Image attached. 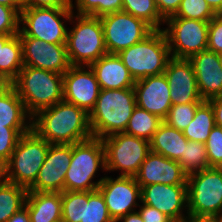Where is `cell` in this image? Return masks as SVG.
<instances>
[{
	"label": "cell",
	"mask_w": 222,
	"mask_h": 222,
	"mask_svg": "<svg viewBox=\"0 0 222 222\" xmlns=\"http://www.w3.org/2000/svg\"><path fill=\"white\" fill-rule=\"evenodd\" d=\"M32 130L50 144H74L93 137L89 114L64 100L32 116Z\"/></svg>",
	"instance_id": "obj_1"
},
{
	"label": "cell",
	"mask_w": 222,
	"mask_h": 222,
	"mask_svg": "<svg viewBox=\"0 0 222 222\" xmlns=\"http://www.w3.org/2000/svg\"><path fill=\"white\" fill-rule=\"evenodd\" d=\"M136 106L134 88L100 89L95 106L89 113L93 137L103 139L124 132Z\"/></svg>",
	"instance_id": "obj_2"
},
{
	"label": "cell",
	"mask_w": 222,
	"mask_h": 222,
	"mask_svg": "<svg viewBox=\"0 0 222 222\" xmlns=\"http://www.w3.org/2000/svg\"><path fill=\"white\" fill-rule=\"evenodd\" d=\"M11 85L31 116L63 101V74L23 66Z\"/></svg>",
	"instance_id": "obj_3"
},
{
	"label": "cell",
	"mask_w": 222,
	"mask_h": 222,
	"mask_svg": "<svg viewBox=\"0 0 222 222\" xmlns=\"http://www.w3.org/2000/svg\"><path fill=\"white\" fill-rule=\"evenodd\" d=\"M50 143L33 130L23 134L9 161L1 168L0 176L7 182L29 189L36 181Z\"/></svg>",
	"instance_id": "obj_4"
},
{
	"label": "cell",
	"mask_w": 222,
	"mask_h": 222,
	"mask_svg": "<svg viewBox=\"0 0 222 222\" xmlns=\"http://www.w3.org/2000/svg\"><path fill=\"white\" fill-rule=\"evenodd\" d=\"M66 172L64 191H94L104 179L93 181L100 169L106 172L102 139L91 137L72 144V159Z\"/></svg>",
	"instance_id": "obj_5"
},
{
	"label": "cell",
	"mask_w": 222,
	"mask_h": 222,
	"mask_svg": "<svg viewBox=\"0 0 222 222\" xmlns=\"http://www.w3.org/2000/svg\"><path fill=\"white\" fill-rule=\"evenodd\" d=\"M70 24L66 47L71 66H90L107 54L100 17L73 13Z\"/></svg>",
	"instance_id": "obj_6"
},
{
	"label": "cell",
	"mask_w": 222,
	"mask_h": 222,
	"mask_svg": "<svg viewBox=\"0 0 222 222\" xmlns=\"http://www.w3.org/2000/svg\"><path fill=\"white\" fill-rule=\"evenodd\" d=\"M132 78L137 81L163 74L171 58L163 30H154L144 40L118 53Z\"/></svg>",
	"instance_id": "obj_7"
},
{
	"label": "cell",
	"mask_w": 222,
	"mask_h": 222,
	"mask_svg": "<svg viewBox=\"0 0 222 222\" xmlns=\"http://www.w3.org/2000/svg\"><path fill=\"white\" fill-rule=\"evenodd\" d=\"M188 214L214 219L222 214V168L210 167L187 175Z\"/></svg>",
	"instance_id": "obj_8"
},
{
	"label": "cell",
	"mask_w": 222,
	"mask_h": 222,
	"mask_svg": "<svg viewBox=\"0 0 222 222\" xmlns=\"http://www.w3.org/2000/svg\"><path fill=\"white\" fill-rule=\"evenodd\" d=\"M72 14L71 8H23L18 34L51 44H66V22H70Z\"/></svg>",
	"instance_id": "obj_9"
},
{
	"label": "cell",
	"mask_w": 222,
	"mask_h": 222,
	"mask_svg": "<svg viewBox=\"0 0 222 222\" xmlns=\"http://www.w3.org/2000/svg\"><path fill=\"white\" fill-rule=\"evenodd\" d=\"M102 142L106 172L120 171L119 176H135L150 152L149 141L125 132L104 137Z\"/></svg>",
	"instance_id": "obj_10"
},
{
	"label": "cell",
	"mask_w": 222,
	"mask_h": 222,
	"mask_svg": "<svg viewBox=\"0 0 222 222\" xmlns=\"http://www.w3.org/2000/svg\"><path fill=\"white\" fill-rule=\"evenodd\" d=\"M164 24L171 57L189 59L207 49L209 21L169 17Z\"/></svg>",
	"instance_id": "obj_11"
},
{
	"label": "cell",
	"mask_w": 222,
	"mask_h": 222,
	"mask_svg": "<svg viewBox=\"0 0 222 222\" xmlns=\"http://www.w3.org/2000/svg\"><path fill=\"white\" fill-rule=\"evenodd\" d=\"M100 20L105 47L109 54H118L144 40L154 31L145 21L124 11L103 15Z\"/></svg>",
	"instance_id": "obj_12"
},
{
	"label": "cell",
	"mask_w": 222,
	"mask_h": 222,
	"mask_svg": "<svg viewBox=\"0 0 222 222\" xmlns=\"http://www.w3.org/2000/svg\"><path fill=\"white\" fill-rule=\"evenodd\" d=\"M110 217L116 222L128 213L136 211L141 202V187L134 176H104L98 187Z\"/></svg>",
	"instance_id": "obj_13"
},
{
	"label": "cell",
	"mask_w": 222,
	"mask_h": 222,
	"mask_svg": "<svg viewBox=\"0 0 222 222\" xmlns=\"http://www.w3.org/2000/svg\"><path fill=\"white\" fill-rule=\"evenodd\" d=\"M22 44L24 66L64 74L71 64L66 44H51L38 38L19 35Z\"/></svg>",
	"instance_id": "obj_14"
},
{
	"label": "cell",
	"mask_w": 222,
	"mask_h": 222,
	"mask_svg": "<svg viewBox=\"0 0 222 222\" xmlns=\"http://www.w3.org/2000/svg\"><path fill=\"white\" fill-rule=\"evenodd\" d=\"M99 92L96 75L90 66H71L63 74V100L88 114L94 108Z\"/></svg>",
	"instance_id": "obj_15"
},
{
	"label": "cell",
	"mask_w": 222,
	"mask_h": 222,
	"mask_svg": "<svg viewBox=\"0 0 222 222\" xmlns=\"http://www.w3.org/2000/svg\"><path fill=\"white\" fill-rule=\"evenodd\" d=\"M141 195L143 204L156 208L174 222L189 217L187 185L151 184L141 188Z\"/></svg>",
	"instance_id": "obj_16"
},
{
	"label": "cell",
	"mask_w": 222,
	"mask_h": 222,
	"mask_svg": "<svg viewBox=\"0 0 222 222\" xmlns=\"http://www.w3.org/2000/svg\"><path fill=\"white\" fill-rule=\"evenodd\" d=\"M71 159L72 144H50L36 181L28 191L62 193Z\"/></svg>",
	"instance_id": "obj_17"
},
{
	"label": "cell",
	"mask_w": 222,
	"mask_h": 222,
	"mask_svg": "<svg viewBox=\"0 0 222 222\" xmlns=\"http://www.w3.org/2000/svg\"><path fill=\"white\" fill-rule=\"evenodd\" d=\"M170 89L172 105L203 103L194 68L189 59L171 57L164 71Z\"/></svg>",
	"instance_id": "obj_18"
},
{
	"label": "cell",
	"mask_w": 222,
	"mask_h": 222,
	"mask_svg": "<svg viewBox=\"0 0 222 222\" xmlns=\"http://www.w3.org/2000/svg\"><path fill=\"white\" fill-rule=\"evenodd\" d=\"M134 177L141 188L151 184L187 185V174L178 161L152 151Z\"/></svg>",
	"instance_id": "obj_19"
},
{
	"label": "cell",
	"mask_w": 222,
	"mask_h": 222,
	"mask_svg": "<svg viewBox=\"0 0 222 222\" xmlns=\"http://www.w3.org/2000/svg\"><path fill=\"white\" fill-rule=\"evenodd\" d=\"M133 88L137 106L163 120L167 117L172 102L168 81L164 73L137 80Z\"/></svg>",
	"instance_id": "obj_20"
},
{
	"label": "cell",
	"mask_w": 222,
	"mask_h": 222,
	"mask_svg": "<svg viewBox=\"0 0 222 222\" xmlns=\"http://www.w3.org/2000/svg\"><path fill=\"white\" fill-rule=\"evenodd\" d=\"M197 87L203 101L222 95V64L220 55L209 49L192 55Z\"/></svg>",
	"instance_id": "obj_21"
},
{
	"label": "cell",
	"mask_w": 222,
	"mask_h": 222,
	"mask_svg": "<svg viewBox=\"0 0 222 222\" xmlns=\"http://www.w3.org/2000/svg\"><path fill=\"white\" fill-rule=\"evenodd\" d=\"M100 89L133 88L135 80L118 54H105L90 65Z\"/></svg>",
	"instance_id": "obj_22"
},
{
	"label": "cell",
	"mask_w": 222,
	"mask_h": 222,
	"mask_svg": "<svg viewBox=\"0 0 222 222\" xmlns=\"http://www.w3.org/2000/svg\"><path fill=\"white\" fill-rule=\"evenodd\" d=\"M0 125L32 129V116L11 84H0Z\"/></svg>",
	"instance_id": "obj_23"
},
{
	"label": "cell",
	"mask_w": 222,
	"mask_h": 222,
	"mask_svg": "<svg viewBox=\"0 0 222 222\" xmlns=\"http://www.w3.org/2000/svg\"><path fill=\"white\" fill-rule=\"evenodd\" d=\"M30 222H62L60 192L28 191L25 202Z\"/></svg>",
	"instance_id": "obj_24"
},
{
	"label": "cell",
	"mask_w": 222,
	"mask_h": 222,
	"mask_svg": "<svg viewBox=\"0 0 222 222\" xmlns=\"http://www.w3.org/2000/svg\"><path fill=\"white\" fill-rule=\"evenodd\" d=\"M24 66L19 34H0V84H11Z\"/></svg>",
	"instance_id": "obj_25"
},
{
	"label": "cell",
	"mask_w": 222,
	"mask_h": 222,
	"mask_svg": "<svg viewBox=\"0 0 222 222\" xmlns=\"http://www.w3.org/2000/svg\"><path fill=\"white\" fill-rule=\"evenodd\" d=\"M188 139L166 122H162L149 141L150 151L179 161L185 150Z\"/></svg>",
	"instance_id": "obj_26"
},
{
	"label": "cell",
	"mask_w": 222,
	"mask_h": 222,
	"mask_svg": "<svg viewBox=\"0 0 222 222\" xmlns=\"http://www.w3.org/2000/svg\"><path fill=\"white\" fill-rule=\"evenodd\" d=\"M28 189L5 181L0 176V222L8 219L25 206Z\"/></svg>",
	"instance_id": "obj_27"
},
{
	"label": "cell",
	"mask_w": 222,
	"mask_h": 222,
	"mask_svg": "<svg viewBox=\"0 0 222 222\" xmlns=\"http://www.w3.org/2000/svg\"><path fill=\"white\" fill-rule=\"evenodd\" d=\"M215 125L212 106L208 101H204L197 108L190 124L182 132L190 141L206 143Z\"/></svg>",
	"instance_id": "obj_28"
},
{
	"label": "cell",
	"mask_w": 222,
	"mask_h": 222,
	"mask_svg": "<svg viewBox=\"0 0 222 222\" xmlns=\"http://www.w3.org/2000/svg\"><path fill=\"white\" fill-rule=\"evenodd\" d=\"M162 122L159 116L136 106L124 132L150 141Z\"/></svg>",
	"instance_id": "obj_29"
},
{
	"label": "cell",
	"mask_w": 222,
	"mask_h": 222,
	"mask_svg": "<svg viewBox=\"0 0 222 222\" xmlns=\"http://www.w3.org/2000/svg\"><path fill=\"white\" fill-rule=\"evenodd\" d=\"M122 11L142 19L149 24L154 30H161L165 20L158 12L155 0H122Z\"/></svg>",
	"instance_id": "obj_30"
},
{
	"label": "cell",
	"mask_w": 222,
	"mask_h": 222,
	"mask_svg": "<svg viewBox=\"0 0 222 222\" xmlns=\"http://www.w3.org/2000/svg\"><path fill=\"white\" fill-rule=\"evenodd\" d=\"M178 163L187 175L210 168L205 143L188 140Z\"/></svg>",
	"instance_id": "obj_31"
},
{
	"label": "cell",
	"mask_w": 222,
	"mask_h": 222,
	"mask_svg": "<svg viewBox=\"0 0 222 222\" xmlns=\"http://www.w3.org/2000/svg\"><path fill=\"white\" fill-rule=\"evenodd\" d=\"M71 9L77 15L101 17L122 11L123 3L122 0H75L74 3L72 2Z\"/></svg>",
	"instance_id": "obj_32"
},
{
	"label": "cell",
	"mask_w": 222,
	"mask_h": 222,
	"mask_svg": "<svg viewBox=\"0 0 222 222\" xmlns=\"http://www.w3.org/2000/svg\"><path fill=\"white\" fill-rule=\"evenodd\" d=\"M80 222H114L98 189L84 191L83 221Z\"/></svg>",
	"instance_id": "obj_33"
},
{
	"label": "cell",
	"mask_w": 222,
	"mask_h": 222,
	"mask_svg": "<svg viewBox=\"0 0 222 222\" xmlns=\"http://www.w3.org/2000/svg\"><path fill=\"white\" fill-rule=\"evenodd\" d=\"M62 200V222L83 221L84 191H63Z\"/></svg>",
	"instance_id": "obj_34"
},
{
	"label": "cell",
	"mask_w": 222,
	"mask_h": 222,
	"mask_svg": "<svg viewBox=\"0 0 222 222\" xmlns=\"http://www.w3.org/2000/svg\"><path fill=\"white\" fill-rule=\"evenodd\" d=\"M216 15L205 0H182L176 14L171 17L210 21Z\"/></svg>",
	"instance_id": "obj_35"
},
{
	"label": "cell",
	"mask_w": 222,
	"mask_h": 222,
	"mask_svg": "<svg viewBox=\"0 0 222 222\" xmlns=\"http://www.w3.org/2000/svg\"><path fill=\"white\" fill-rule=\"evenodd\" d=\"M202 103L175 104L169 109L167 117L163 120L173 128L183 131L194 118L197 108Z\"/></svg>",
	"instance_id": "obj_36"
},
{
	"label": "cell",
	"mask_w": 222,
	"mask_h": 222,
	"mask_svg": "<svg viewBox=\"0 0 222 222\" xmlns=\"http://www.w3.org/2000/svg\"><path fill=\"white\" fill-rule=\"evenodd\" d=\"M32 129H13L0 125V170L9 161L20 137Z\"/></svg>",
	"instance_id": "obj_37"
},
{
	"label": "cell",
	"mask_w": 222,
	"mask_h": 222,
	"mask_svg": "<svg viewBox=\"0 0 222 222\" xmlns=\"http://www.w3.org/2000/svg\"><path fill=\"white\" fill-rule=\"evenodd\" d=\"M205 146L209 167L222 168V127H213Z\"/></svg>",
	"instance_id": "obj_38"
},
{
	"label": "cell",
	"mask_w": 222,
	"mask_h": 222,
	"mask_svg": "<svg viewBox=\"0 0 222 222\" xmlns=\"http://www.w3.org/2000/svg\"><path fill=\"white\" fill-rule=\"evenodd\" d=\"M19 23L20 13L15 8L0 4V34L17 35Z\"/></svg>",
	"instance_id": "obj_39"
},
{
	"label": "cell",
	"mask_w": 222,
	"mask_h": 222,
	"mask_svg": "<svg viewBox=\"0 0 222 222\" xmlns=\"http://www.w3.org/2000/svg\"><path fill=\"white\" fill-rule=\"evenodd\" d=\"M207 49L222 53V18L219 15L209 21Z\"/></svg>",
	"instance_id": "obj_40"
},
{
	"label": "cell",
	"mask_w": 222,
	"mask_h": 222,
	"mask_svg": "<svg viewBox=\"0 0 222 222\" xmlns=\"http://www.w3.org/2000/svg\"><path fill=\"white\" fill-rule=\"evenodd\" d=\"M137 210L144 222H174L170 217L156 208L142 202Z\"/></svg>",
	"instance_id": "obj_41"
},
{
	"label": "cell",
	"mask_w": 222,
	"mask_h": 222,
	"mask_svg": "<svg viewBox=\"0 0 222 222\" xmlns=\"http://www.w3.org/2000/svg\"><path fill=\"white\" fill-rule=\"evenodd\" d=\"M74 0H23V8H71Z\"/></svg>",
	"instance_id": "obj_42"
},
{
	"label": "cell",
	"mask_w": 222,
	"mask_h": 222,
	"mask_svg": "<svg viewBox=\"0 0 222 222\" xmlns=\"http://www.w3.org/2000/svg\"><path fill=\"white\" fill-rule=\"evenodd\" d=\"M160 16L166 20L174 16L179 9L182 0H155Z\"/></svg>",
	"instance_id": "obj_43"
},
{
	"label": "cell",
	"mask_w": 222,
	"mask_h": 222,
	"mask_svg": "<svg viewBox=\"0 0 222 222\" xmlns=\"http://www.w3.org/2000/svg\"><path fill=\"white\" fill-rule=\"evenodd\" d=\"M208 102L212 106L216 126L222 127V95L209 99Z\"/></svg>",
	"instance_id": "obj_44"
},
{
	"label": "cell",
	"mask_w": 222,
	"mask_h": 222,
	"mask_svg": "<svg viewBox=\"0 0 222 222\" xmlns=\"http://www.w3.org/2000/svg\"><path fill=\"white\" fill-rule=\"evenodd\" d=\"M7 222H30L28 209L24 206L17 213L13 214Z\"/></svg>",
	"instance_id": "obj_45"
},
{
	"label": "cell",
	"mask_w": 222,
	"mask_h": 222,
	"mask_svg": "<svg viewBox=\"0 0 222 222\" xmlns=\"http://www.w3.org/2000/svg\"><path fill=\"white\" fill-rule=\"evenodd\" d=\"M121 221L122 222H144L138 211L128 213L127 215L118 219L116 222H121Z\"/></svg>",
	"instance_id": "obj_46"
},
{
	"label": "cell",
	"mask_w": 222,
	"mask_h": 222,
	"mask_svg": "<svg viewBox=\"0 0 222 222\" xmlns=\"http://www.w3.org/2000/svg\"><path fill=\"white\" fill-rule=\"evenodd\" d=\"M0 4L15 8L19 13L23 9V0H0Z\"/></svg>",
	"instance_id": "obj_47"
},
{
	"label": "cell",
	"mask_w": 222,
	"mask_h": 222,
	"mask_svg": "<svg viewBox=\"0 0 222 222\" xmlns=\"http://www.w3.org/2000/svg\"><path fill=\"white\" fill-rule=\"evenodd\" d=\"M211 9L218 15L222 12V0H205Z\"/></svg>",
	"instance_id": "obj_48"
},
{
	"label": "cell",
	"mask_w": 222,
	"mask_h": 222,
	"mask_svg": "<svg viewBox=\"0 0 222 222\" xmlns=\"http://www.w3.org/2000/svg\"><path fill=\"white\" fill-rule=\"evenodd\" d=\"M183 222H216L214 219H195L188 217Z\"/></svg>",
	"instance_id": "obj_49"
},
{
	"label": "cell",
	"mask_w": 222,
	"mask_h": 222,
	"mask_svg": "<svg viewBox=\"0 0 222 222\" xmlns=\"http://www.w3.org/2000/svg\"><path fill=\"white\" fill-rule=\"evenodd\" d=\"M214 220H215L216 222H222V214L219 215L218 217L214 218Z\"/></svg>",
	"instance_id": "obj_50"
},
{
	"label": "cell",
	"mask_w": 222,
	"mask_h": 222,
	"mask_svg": "<svg viewBox=\"0 0 222 222\" xmlns=\"http://www.w3.org/2000/svg\"><path fill=\"white\" fill-rule=\"evenodd\" d=\"M220 55V60H221V64H222V53L221 54H219Z\"/></svg>",
	"instance_id": "obj_51"
}]
</instances>
